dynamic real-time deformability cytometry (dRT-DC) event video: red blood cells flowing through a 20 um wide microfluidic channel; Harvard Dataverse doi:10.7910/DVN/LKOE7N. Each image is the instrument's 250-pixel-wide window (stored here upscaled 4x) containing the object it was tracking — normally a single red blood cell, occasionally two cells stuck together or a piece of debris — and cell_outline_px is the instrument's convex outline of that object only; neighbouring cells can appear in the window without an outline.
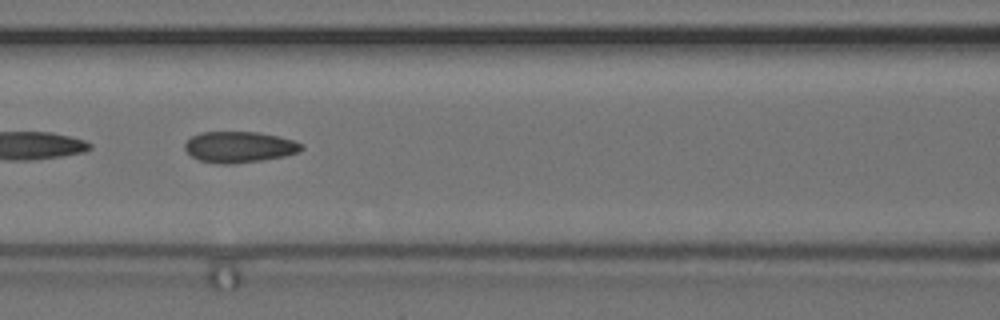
{"species": "common noctule bat (a hibernating species)", "species_latin": "Nyctalus noctula", "temperature_condition": "cold", "stored_images_in_passage": 28, "camera_frame_rate_fps": 3000, "um_per_image_px": 0.085, "animal": {"sex": "female", "body_mass_g": 24.6, "forearm_length_mm": 56.2}, "frame": {"image": 1, "passage_image": 22, "time_ms": 7.0, "image_size_px": [1000, 320], "cell_outline_px": [[304, 148], [296, 152], [284, 156], [260, 160], [232, 164], [224, 164], [200, 160], [192, 156], [184, 148], [184, 144], [192, 136], [200, 132], [256, 132], [276, 136], [292, 140], [304, 144]], "centroid_in_image_um": [20.33, 12.49], "position_along_channel_um": 146.3, "area_um2": 20.81}}